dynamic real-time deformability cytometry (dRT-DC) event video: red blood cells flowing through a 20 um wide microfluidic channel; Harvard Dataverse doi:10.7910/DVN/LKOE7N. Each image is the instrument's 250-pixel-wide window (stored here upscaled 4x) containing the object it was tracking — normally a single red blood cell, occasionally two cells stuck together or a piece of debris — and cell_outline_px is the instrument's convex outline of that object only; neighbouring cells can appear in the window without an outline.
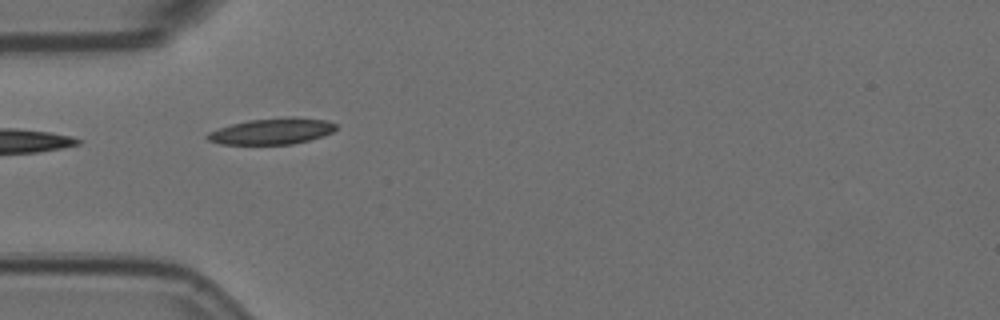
{"species": "Egyptian fruit bat (a non-hibernating species)", "species_latin": "Rousettus aegyptiacus", "temperature_condition": "room temperature", "stored_images_in_passage": 4, "camera_frame_rate_fps": 3000, "um_per_image_px": 0.085, "animal": {"sex": "female"}, "frame": {"image": 1, "passage_image": 1, "time_ms": 0.0, "image_size_px": [1000, 320], "cell_outline_px": [[336, 128], [332, 132], [308, 140], [292, 144], [220, 144], [208, 140], [204, 136], [208, 132], [232, 124], [248, 120], [288, 116], [292, 116], [328, 120], [336, 124]], "centroid_in_image_um": [23.11, 11.14], "position_along_channel_um": 61.9, "area_um2": 19.59}}